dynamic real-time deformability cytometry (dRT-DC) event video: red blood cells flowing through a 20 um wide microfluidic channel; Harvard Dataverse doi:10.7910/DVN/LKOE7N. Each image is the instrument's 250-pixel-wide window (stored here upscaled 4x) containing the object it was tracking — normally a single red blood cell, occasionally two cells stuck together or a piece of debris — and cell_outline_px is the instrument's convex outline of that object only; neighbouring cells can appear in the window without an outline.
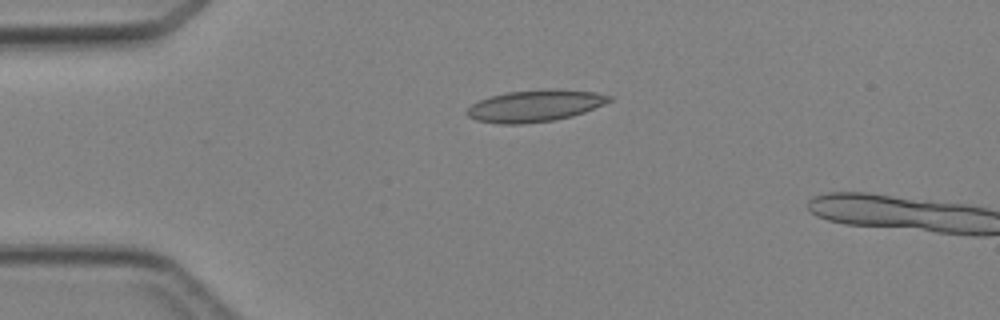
{"species": "Egyptian fruit bat (a non-hibernating species)", "species_latin": "Rousettus aegyptiacus", "temperature_condition": "cold", "stored_images_in_passage": 5, "camera_frame_rate_fps": 3000, "um_per_image_px": 0.085, "animal": {"sex": "female"}, "frame": {"image": 1, "passage_image": 3, "time_ms": 2.667, "image_size_px": [1000, 320], "cell_outline_px": [[612, 100], [604, 104], [584, 112], [572, 116], [552, 120], [524, 124], [496, 124], [476, 120], [468, 116], [464, 112], [472, 104], [480, 100], [492, 96], [508, 92], [544, 88], [556, 88], [596, 92], [612, 96]], "centroid_in_image_um": [45.48, 8.98], "position_along_channel_um": 39.5, "area_um2": 26.53}}